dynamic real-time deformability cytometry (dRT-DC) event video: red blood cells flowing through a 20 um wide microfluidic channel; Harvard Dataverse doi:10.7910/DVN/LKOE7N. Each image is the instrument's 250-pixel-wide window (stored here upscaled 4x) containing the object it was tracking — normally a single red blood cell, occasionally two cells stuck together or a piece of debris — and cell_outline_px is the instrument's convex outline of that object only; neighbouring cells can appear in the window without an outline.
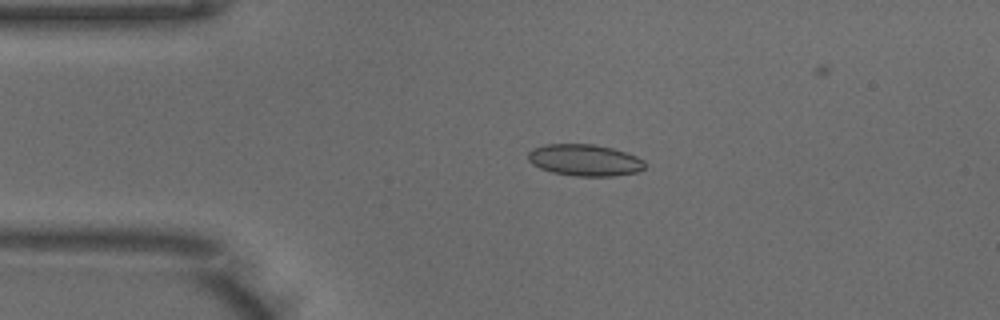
{"species": "common noctule bat (a hibernating species)", "species_latin": "Nyctalus noctula", "temperature_condition": "warm", "stored_images_in_passage": 49, "camera_frame_rate_fps": 3000, "um_per_image_px": 0.085, "animal": {"sex": "male", "body_mass_g": 18.8}, "frame": {"image": 1, "passage_image": 10, "time_ms": 3.0, "image_size_px": [1000, 320], "cell_outline_px": [[644, 168], [636, 172], [612, 176], [576, 176], [552, 172], [540, 168], [532, 164], [528, 160], [528, 152], [532, 148], [544, 144], [592, 144], [612, 148], [636, 156], [644, 160]], "centroid_in_image_um": [49.66, 13.6], "position_along_channel_um": 35.3, "area_um2": 21.44}}
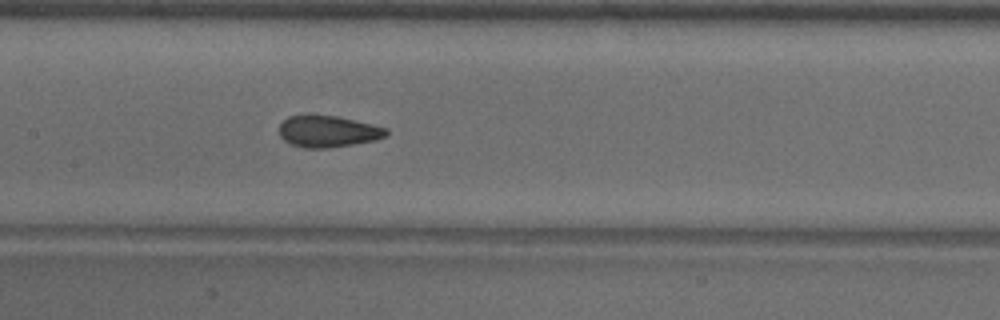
{"frame": {"image": 2, "passage_image": 23, "time_ms": 7.333, "image_size_px": [1000, 320], "cell_outline_px": [[388, 136], [376, 140], [328, 148], [304, 148], [292, 144], [284, 140], [280, 136], [280, 124], [288, 116], [308, 112], [336, 116], [372, 124], [388, 128]], "centroid_in_image_um": [27.86, 11.13], "position_along_channel_um": 179.5, "area_um2": 20.17}}
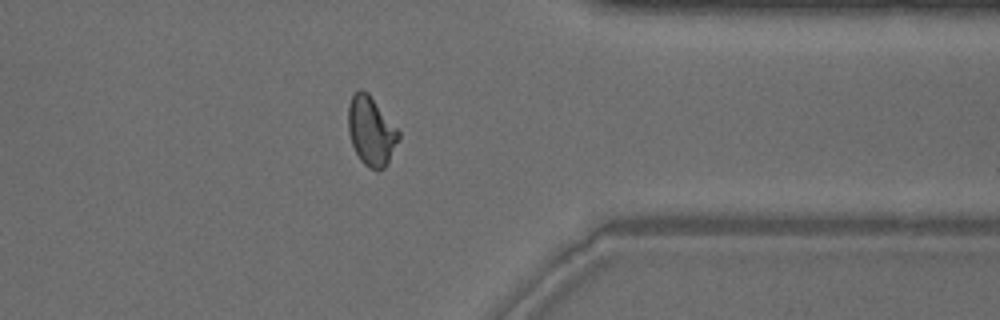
{"frame": {"image": 3, "passage_image": 39, "time_ms": 12.667, "image_size_px": [1000, 320], "cell_outline_px": [[400, 136], [384, 168], [376, 172], [368, 168], [360, 160], [352, 144], [348, 132], [348, 104], [352, 96], [360, 88], [364, 88], [368, 92], [400, 132]], "centroid_in_image_um": [31.52, 11.13], "position_along_channel_um": 379.9, "area_um2": 20.23}, "authors_computed_cell_mechanics": {"area_um2": 20.1722, "velocity_mm_per_s": 3.977, "shape_relaxation_time_tau1_ms": 9.6197, "shape_relaxation_time_tau2_ms": 1.0598, "deformation_change_tau1": 0.1982, "deformation_change_tau2": 0.0636}}